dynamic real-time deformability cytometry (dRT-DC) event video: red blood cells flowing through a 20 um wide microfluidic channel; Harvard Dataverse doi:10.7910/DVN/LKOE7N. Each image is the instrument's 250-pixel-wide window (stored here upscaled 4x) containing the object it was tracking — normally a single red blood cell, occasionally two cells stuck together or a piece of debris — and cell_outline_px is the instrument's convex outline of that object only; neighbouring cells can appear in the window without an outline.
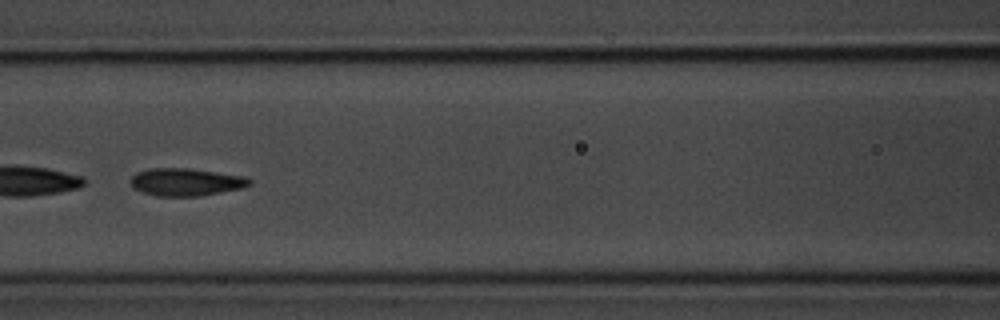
{"species": "common noctule bat (a hibernating species)", "species_latin": "Nyctalus noctula", "temperature_condition": "room temperature", "stored_images_in_passage": 7, "camera_frame_rate_fps": 3000, "um_per_image_px": 0.085, "animal": {"sex": "male", "body_mass_g": 20.1, "forearm_length_mm": 53.5}, "frame": {"image": 1, "passage_image": 5, "time_ms": 4.667, "image_size_px": [1000, 320], "cell_outline_px": [[252, 184], [240, 188], [200, 196], [156, 196], [132, 188], [128, 180], [136, 172], [148, 168], [188, 168], [244, 176], [252, 180]], "centroid_in_image_um": [15.75, 15.46], "position_along_channel_um": 150.9, "area_um2": 19.19}}